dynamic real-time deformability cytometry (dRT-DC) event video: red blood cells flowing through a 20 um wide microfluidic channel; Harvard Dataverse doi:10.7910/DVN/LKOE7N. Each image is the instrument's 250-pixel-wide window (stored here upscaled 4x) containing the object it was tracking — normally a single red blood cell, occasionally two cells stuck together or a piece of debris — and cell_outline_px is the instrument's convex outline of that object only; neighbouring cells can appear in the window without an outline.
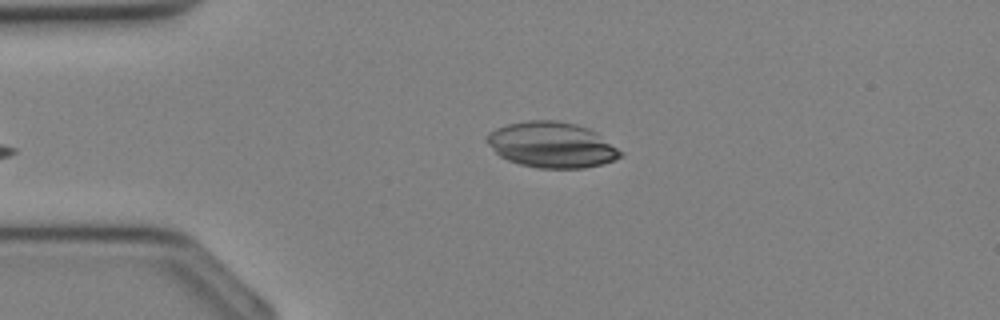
{"species": "Egyptian fruit bat (a non-hibernating species)", "species_latin": "Rousettus aegyptiacus", "temperature_condition": "cold", "stored_images_in_passage": 30, "camera_frame_rate_fps": 3000, "um_per_image_px": 0.085, "animal": {"sex": "female"}, "frame": {"image": 1, "passage_image": 3, "time_ms": 0.667, "image_size_px": [1000, 320], "cell_outline_px": [[624, 156], [600, 164], [584, 168], [540, 168], [520, 164], [508, 160], [500, 156], [484, 140], [484, 136], [488, 132], [496, 128], [508, 124], [528, 120], [556, 120], [576, 124], [588, 128], [596, 132], [624, 152]], "centroid_in_image_um": [46.88, 12.3], "position_along_channel_um": 38.1, "area_um2": 35.6}}
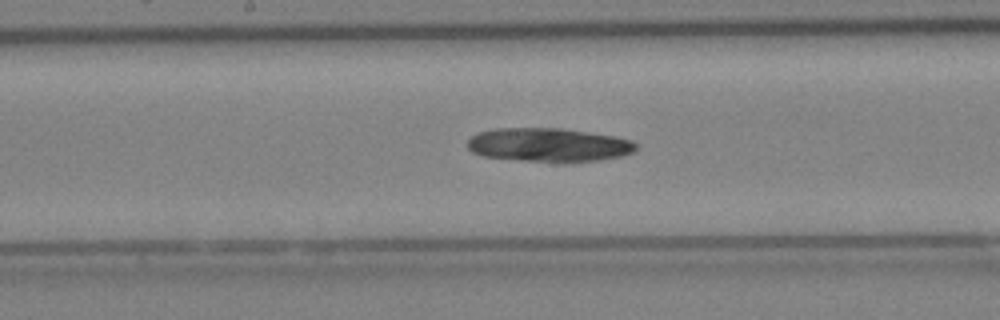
{"frame": {"image": 2, "passage_image": 13, "time_ms": 4.0, "image_size_px": [1000, 320], "cell_outline_px": [[636, 148], [632, 152], [620, 156], [600, 160], [568, 164], [524, 160], [484, 156], [472, 152], [468, 148], [468, 140], [476, 132], [492, 128], [560, 128], [616, 136], [632, 140], [636, 144]], "centroid_in_image_um": [46.64, 12.32], "position_along_channel_um": 201.6, "area_um2": 33.58}}
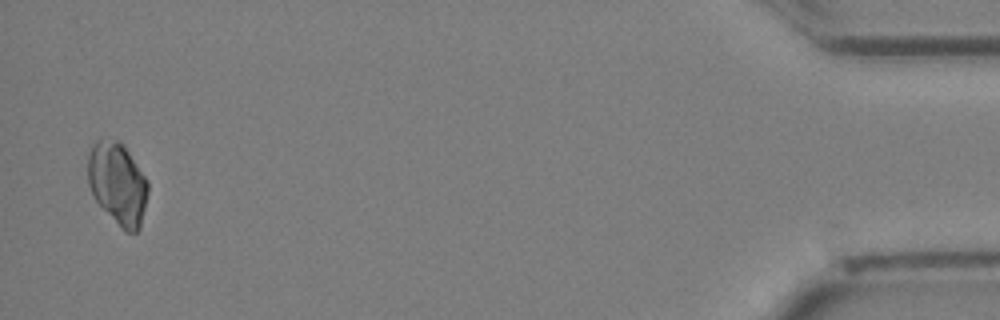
{"frame": {"image": 3, "passage_image": 29, "time_ms": 9.333, "image_size_px": [1000, 320], "cell_outline_px": [[148, 192], [140, 228], [136, 232], [124, 232], [120, 228], [96, 200], [88, 184], [88, 152], [92, 144], [96, 140], [120, 140], [124, 144], [148, 180]], "centroid_in_image_um": [10.01, 15.58], "position_along_channel_um": 425.2, "area_um2": 28.9}}